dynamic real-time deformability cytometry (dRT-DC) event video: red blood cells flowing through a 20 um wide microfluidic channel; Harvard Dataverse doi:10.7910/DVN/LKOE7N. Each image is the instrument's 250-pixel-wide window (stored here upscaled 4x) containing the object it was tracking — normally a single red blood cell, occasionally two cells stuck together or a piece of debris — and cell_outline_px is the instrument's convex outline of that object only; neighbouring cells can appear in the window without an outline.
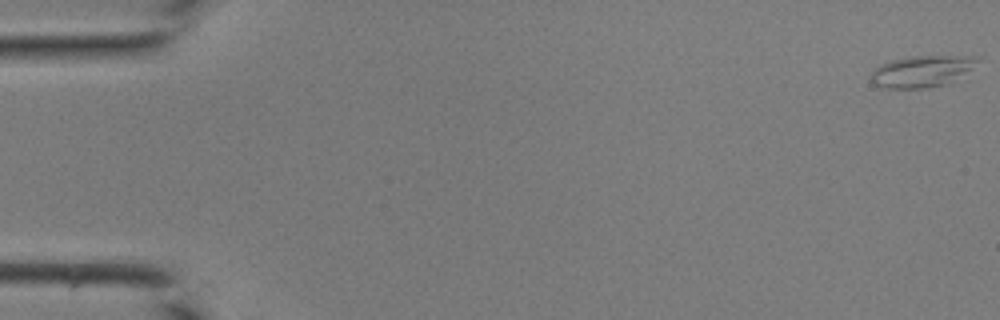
{"species": "common noctule bat (a hibernating species)", "species_latin": "Nyctalus noctula", "temperature_condition": "room temperature", "stored_images_in_passage": 45, "camera_frame_rate_fps": 3000, "um_per_image_px": 0.085, "animal": {"sex": "male", "body_mass_g": 19.0, "forearm_length_mm": 50.8}, "frame": {"image": 1, "passage_image": 1, "time_ms": 0.0, "image_size_px": [1000, 320], "cell_outline_px": [[980, 60], [948, 84], [924, 88], [880, 88], [872, 80], [872, 68], [880, 64], [892, 60], [916, 56], [980, 56]], "centroid_in_image_um": [78.32, 6.06], "position_along_channel_um": 6.7, "area_um2": 19.25}}
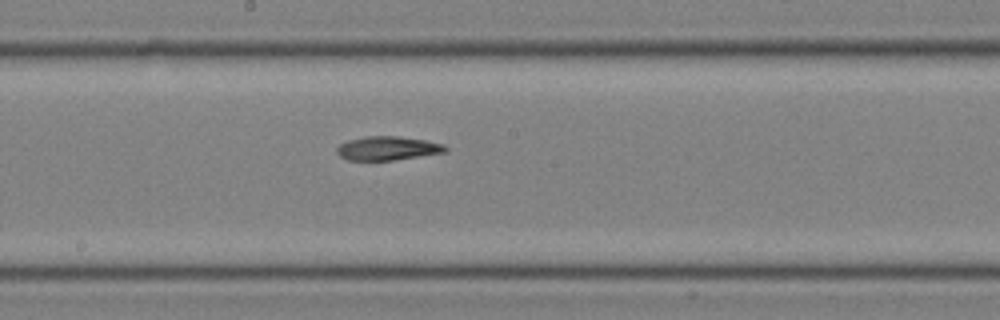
{"frame": {"image": 2, "passage_image": 25, "time_ms": 8.0, "image_size_px": [1000, 320], "cell_outline_px": [[448, 148], [444, 152], [392, 160], [348, 160], [340, 156], [336, 152], [336, 148], [340, 144], [348, 140], [368, 136], [396, 136], [424, 140], [444, 144]], "centroid_in_image_um": [32.91, 12.6], "position_along_channel_um": 215.3, "area_um2": 14.85}}
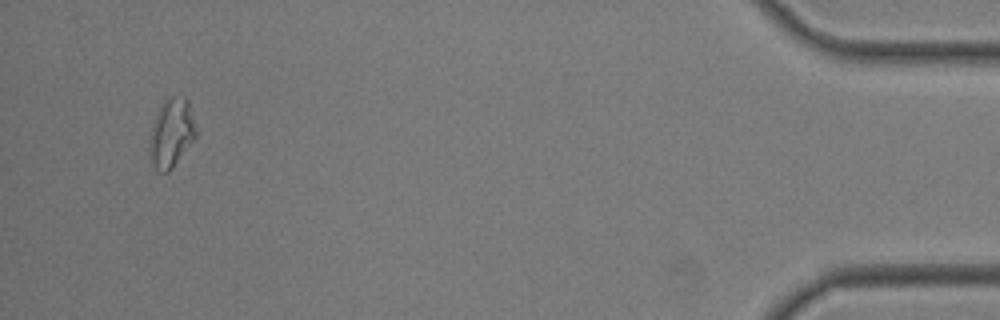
{"frame": {"image": 3, "passage_image": 43, "time_ms": 14.0, "image_size_px": [1000, 320], "cell_outline_px": [[200, 132], [172, 168], [168, 172], [160, 172], [156, 168], [152, 160], [148, 148], [148, 144], [152, 128], [156, 116], [164, 100], [168, 96], [184, 96], [188, 100]], "centroid_in_image_um": [14.63, 11.27], "position_along_channel_um": 420.6, "area_um2": 18.79}}